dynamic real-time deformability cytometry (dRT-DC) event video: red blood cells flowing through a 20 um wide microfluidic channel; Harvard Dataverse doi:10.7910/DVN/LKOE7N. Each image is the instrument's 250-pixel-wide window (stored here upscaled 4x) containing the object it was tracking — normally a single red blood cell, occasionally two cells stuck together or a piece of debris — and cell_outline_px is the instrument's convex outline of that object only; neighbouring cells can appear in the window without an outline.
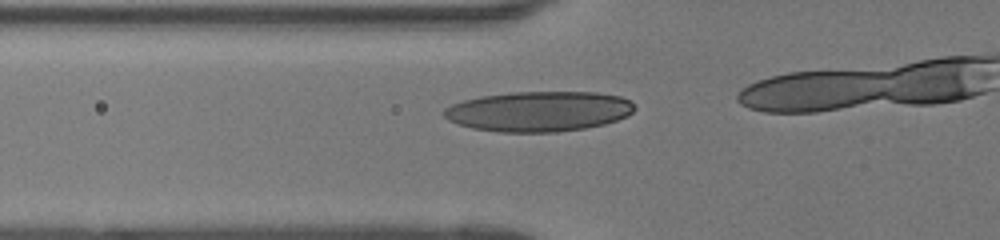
{"species": "human", "species_latin": "Homo sapiens", "temperature_condition": "room temperature", "stored_images_in_passage": 15, "camera_frame_rate_fps": 3000, "um_per_image_px": 0.085, "donor": {"sex": "female"}, "frame": {"image": 1, "passage_image": 11, "time_ms": 3.333, "image_size_px": [1000, 240], "cell_outline_px": [[636, 108], [628, 116], [604, 124], [584, 128], [556, 132], [500, 132], [472, 128], [448, 120], [444, 116], [444, 108], [452, 104], [464, 100], [480, 96], [512, 92], [596, 92], [620, 96], [636, 104]], "centroid_in_image_um": [45.81, 9.46], "position_along_channel_um": 80.0, "area_um2": 44.68}}
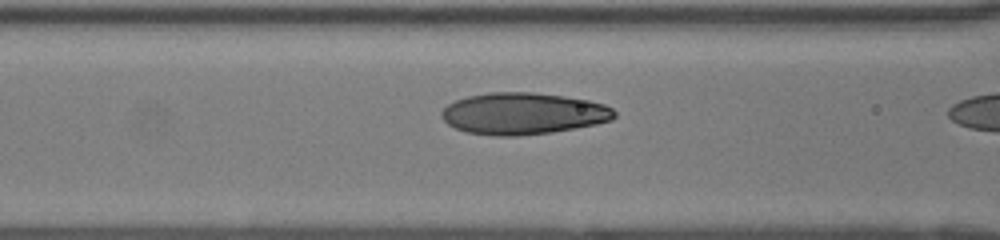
{"frame": {"image": 2, "passage_image": 14, "time_ms": 4.333, "image_size_px": [1000, 240], "cell_outline_px": [[616, 116], [612, 120], [596, 124], [576, 128], [552, 132], [516, 136], [492, 136], [468, 132], [456, 128], [448, 124], [440, 116], [440, 112], [448, 104], [456, 100], [468, 96], [488, 92], [532, 92], [564, 96], [588, 100], [604, 104], [612, 108], [616, 112]], "centroid_in_image_um": [44.47, 9.65], "position_along_channel_um": 122.1, "area_um2": 42.14}}